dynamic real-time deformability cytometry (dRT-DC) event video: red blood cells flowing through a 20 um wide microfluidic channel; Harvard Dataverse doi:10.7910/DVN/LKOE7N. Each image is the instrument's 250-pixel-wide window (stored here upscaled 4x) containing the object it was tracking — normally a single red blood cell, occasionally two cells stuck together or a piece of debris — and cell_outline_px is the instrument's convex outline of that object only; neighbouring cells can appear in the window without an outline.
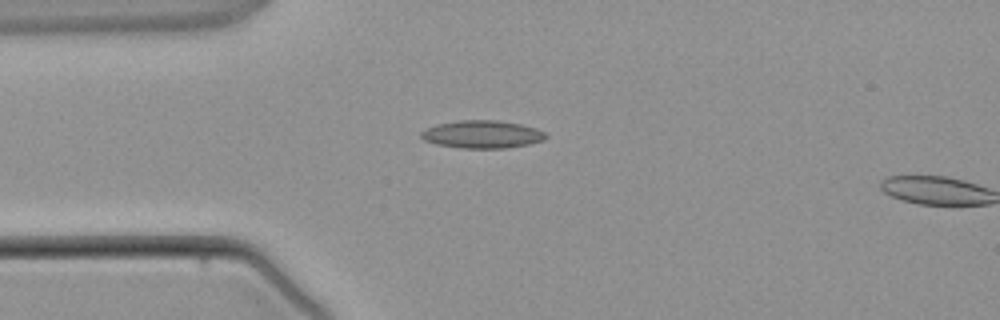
{"species": "common noctule bat (a hibernating species)", "species_latin": "Nyctalus noctula", "temperature_condition": "warm", "stored_images_in_passage": 2, "camera_frame_rate_fps": 3000, "um_per_image_px": 0.085, "animal": {"sex": "male", "body_mass_g": 21.5, "forearm_length_mm": 52.0}, "frame": {"image": 1, "passage_image": 1, "time_ms": 0.0, "image_size_px": [1000, 320], "cell_outline_px": [[548, 136], [544, 140], [528, 144], [504, 148], [460, 148], [436, 144], [424, 140], [420, 136], [420, 132], [436, 124], [460, 120], [496, 120], [520, 124], [536, 128], [544, 132]], "centroid_in_image_um": [40.98, 11.42], "position_along_channel_um": 44.0, "area_um2": 20.11}}